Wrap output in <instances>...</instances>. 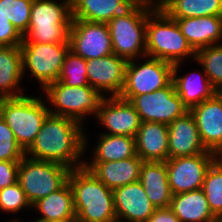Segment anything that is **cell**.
<instances>
[{
    "label": "cell",
    "mask_w": 222,
    "mask_h": 222,
    "mask_svg": "<svg viewBox=\"0 0 222 222\" xmlns=\"http://www.w3.org/2000/svg\"><path fill=\"white\" fill-rule=\"evenodd\" d=\"M83 129V124L72 118L49 113L25 155L58 163L71 170L83 167L85 160L81 157L89 144Z\"/></svg>",
    "instance_id": "1"
},
{
    "label": "cell",
    "mask_w": 222,
    "mask_h": 222,
    "mask_svg": "<svg viewBox=\"0 0 222 222\" xmlns=\"http://www.w3.org/2000/svg\"><path fill=\"white\" fill-rule=\"evenodd\" d=\"M72 189L76 222H117L113 190L84 166L68 176Z\"/></svg>",
    "instance_id": "2"
},
{
    "label": "cell",
    "mask_w": 222,
    "mask_h": 222,
    "mask_svg": "<svg viewBox=\"0 0 222 222\" xmlns=\"http://www.w3.org/2000/svg\"><path fill=\"white\" fill-rule=\"evenodd\" d=\"M157 58L176 64L185 57L196 59V51L182 34L176 20L155 8L147 17L146 58Z\"/></svg>",
    "instance_id": "3"
},
{
    "label": "cell",
    "mask_w": 222,
    "mask_h": 222,
    "mask_svg": "<svg viewBox=\"0 0 222 222\" xmlns=\"http://www.w3.org/2000/svg\"><path fill=\"white\" fill-rule=\"evenodd\" d=\"M33 0L30 22L22 42L69 43L71 0Z\"/></svg>",
    "instance_id": "4"
},
{
    "label": "cell",
    "mask_w": 222,
    "mask_h": 222,
    "mask_svg": "<svg viewBox=\"0 0 222 222\" xmlns=\"http://www.w3.org/2000/svg\"><path fill=\"white\" fill-rule=\"evenodd\" d=\"M42 98L20 96L1 98L0 116L13 131L17 143L26 151L34 142L36 135L49 112Z\"/></svg>",
    "instance_id": "5"
},
{
    "label": "cell",
    "mask_w": 222,
    "mask_h": 222,
    "mask_svg": "<svg viewBox=\"0 0 222 222\" xmlns=\"http://www.w3.org/2000/svg\"><path fill=\"white\" fill-rule=\"evenodd\" d=\"M42 91L46 102L54 107L48 109L51 114L69 117L81 124L86 115L98 114L99 106L107 95L90 85L70 87L59 81L48 84Z\"/></svg>",
    "instance_id": "6"
},
{
    "label": "cell",
    "mask_w": 222,
    "mask_h": 222,
    "mask_svg": "<svg viewBox=\"0 0 222 222\" xmlns=\"http://www.w3.org/2000/svg\"><path fill=\"white\" fill-rule=\"evenodd\" d=\"M71 169L54 162L24 156L18 168L17 182L33 205L59 190L68 182Z\"/></svg>",
    "instance_id": "7"
},
{
    "label": "cell",
    "mask_w": 222,
    "mask_h": 222,
    "mask_svg": "<svg viewBox=\"0 0 222 222\" xmlns=\"http://www.w3.org/2000/svg\"><path fill=\"white\" fill-rule=\"evenodd\" d=\"M155 5H139L130 15L111 19L109 27L113 54L133 60L146 57V23Z\"/></svg>",
    "instance_id": "8"
},
{
    "label": "cell",
    "mask_w": 222,
    "mask_h": 222,
    "mask_svg": "<svg viewBox=\"0 0 222 222\" xmlns=\"http://www.w3.org/2000/svg\"><path fill=\"white\" fill-rule=\"evenodd\" d=\"M23 76L26 69L39 82L43 90L48 84L56 82L60 76L69 43L22 42Z\"/></svg>",
    "instance_id": "9"
},
{
    "label": "cell",
    "mask_w": 222,
    "mask_h": 222,
    "mask_svg": "<svg viewBox=\"0 0 222 222\" xmlns=\"http://www.w3.org/2000/svg\"><path fill=\"white\" fill-rule=\"evenodd\" d=\"M147 59L141 64L135 59L128 61L120 98L131 101L136 95L155 92L173 81L174 64L157 58Z\"/></svg>",
    "instance_id": "10"
},
{
    "label": "cell",
    "mask_w": 222,
    "mask_h": 222,
    "mask_svg": "<svg viewBox=\"0 0 222 222\" xmlns=\"http://www.w3.org/2000/svg\"><path fill=\"white\" fill-rule=\"evenodd\" d=\"M130 102L142 122L169 125L189 111L177 94L173 81L155 92L136 95Z\"/></svg>",
    "instance_id": "11"
},
{
    "label": "cell",
    "mask_w": 222,
    "mask_h": 222,
    "mask_svg": "<svg viewBox=\"0 0 222 222\" xmlns=\"http://www.w3.org/2000/svg\"><path fill=\"white\" fill-rule=\"evenodd\" d=\"M216 160V153L177 157L166 161L168 182L173 195L202 189L205 174Z\"/></svg>",
    "instance_id": "12"
},
{
    "label": "cell",
    "mask_w": 222,
    "mask_h": 222,
    "mask_svg": "<svg viewBox=\"0 0 222 222\" xmlns=\"http://www.w3.org/2000/svg\"><path fill=\"white\" fill-rule=\"evenodd\" d=\"M70 50L85 60L113 54L107 23L72 19L69 31Z\"/></svg>",
    "instance_id": "13"
},
{
    "label": "cell",
    "mask_w": 222,
    "mask_h": 222,
    "mask_svg": "<svg viewBox=\"0 0 222 222\" xmlns=\"http://www.w3.org/2000/svg\"><path fill=\"white\" fill-rule=\"evenodd\" d=\"M107 96L102 100L95 119L102 123L107 135L135 137L141 126V119L134 105L119 96Z\"/></svg>",
    "instance_id": "14"
},
{
    "label": "cell",
    "mask_w": 222,
    "mask_h": 222,
    "mask_svg": "<svg viewBox=\"0 0 222 222\" xmlns=\"http://www.w3.org/2000/svg\"><path fill=\"white\" fill-rule=\"evenodd\" d=\"M127 64V59L116 54L86 60L89 85L103 95L110 93L107 97L119 96L124 87Z\"/></svg>",
    "instance_id": "15"
},
{
    "label": "cell",
    "mask_w": 222,
    "mask_h": 222,
    "mask_svg": "<svg viewBox=\"0 0 222 222\" xmlns=\"http://www.w3.org/2000/svg\"><path fill=\"white\" fill-rule=\"evenodd\" d=\"M113 200L117 222H146L157 209L140 181L115 188Z\"/></svg>",
    "instance_id": "16"
},
{
    "label": "cell",
    "mask_w": 222,
    "mask_h": 222,
    "mask_svg": "<svg viewBox=\"0 0 222 222\" xmlns=\"http://www.w3.org/2000/svg\"><path fill=\"white\" fill-rule=\"evenodd\" d=\"M197 124L200 139L209 151L217 153L222 147V92L189 110Z\"/></svg>",
    "instance_id": "17"
},
{
    "label": "cell",
    "mask_w": 222,
    "mask_h": 222,
    "mask_svg": "<svg viewBox=\"0 0 222 222\" xmlns=\"http://www.w3.org/2000/svg\"><path fill=\"white\" fill-rule=\"evenodd\" d=\"M168 140V159L208 151L200 139L196 120L190 111L168 125Z\"/></svg>",
    "instance_id": "18"
},
{
    "label": "cell",
    "mask_w": 222,
    "mask_h": 222,
    "mask_svg": "<svg viewBox=\"0 0 222 222\" xmlns=\"http://www.w3.org/2000/svg\"><path fill=\"white\" fill-rule=\"evenodd\" d=\"M138 6L134 0H71L72 19L99 23L128 16Z\"/></svg>",
    "instance_id": "19"
},
{
    "label": "cell",
    "mask_w": 222,
    "mask_h": 222,
    "mask_svg": "<svg viewBox=\"0 0 222 222\" xmlns=\"http://www.w3.org/2000/svg\"><path fill=\"white\" fill-rule=\"evenodd\" d=\"M143 160L138 156L109 162L85 161L84 167L90 170L108 188L125 186L129 183L139 181L140 168Z\"/></svg>",
    "instance_id": "20"
},
{
    "label": "cell",
    "mask_w": 222,
    "mask_h": 222,
    "mask_svg": "<svg viewBox=\"0 0 222 222\" xmlns=\"http://www.w3.org/2000/svg\"><path fill=\"white\" fill-rule=\"evenodd\" d=\"M192 48L222 44V16L174 19ZM220 42V43H219Z\"/></svg>",
    "instance_id": "21"
},
{
    "label": "cell",
    "mask_w": 222,
    "mask_h": 222,
    "mask_svg": "<svg viewBox=\"0 0 222 222\" xmlns=\"http://www.w3.org/2000/svg\"><path fill=\"white\" fill-rule=\"evenodd\" d=\"M168 141V125L142 122L135 136L137 155L143 161H167Z\"/></svg>",
    "instance_id": "22"
},
{
    "label": "cell",
    "mask_w": 222,
    "mask_h": 222,
    "mask_svg": "<svg viewBox=\"0 0 222 222\" xmlns=\"http://www.w3.org/2000/svg\"><path fill=\"white\" fill-rule=\"evenodd\" d=\"M139 181L157 209L170 207L173 194L168 182L166 161H144Z\"/></svg>",
    "instance_id": "23"
},
{
    "label": "cell",
    "mask_w": 222,
    "mask_h": 222,
    "mask_svg": "<svg viewBox=\"0 0 222 222\" xmlns=\"http://www.w3.org/2000/svg\"><path fill=\"white\" fill-rule=\"evenodd\" d=\"M21 46H0V98L24 96Z\"/></svg>",
    "instance_id": "24"
},
{
    "label": "cell",
    "mask_w": 222,
    "mask_h": 222,
    "mask_svg": "<svg viewBox=\"0 0 222 222\" xmlns=\"http://www.w3.org/2000/svg\"><path fill=\"white\" fill-rule=\"evenodd\" d=\"M181 64L182 62H178L173 66V82L183 104L190 110L204 100L211 99L218 91L211 85L204 71L197 74L198 76L193 73L177 76Z\"/></svg>",
    "instance_id": "25"
},
{
    "label": "cell",
    "mask_w": 222,
    "mask_h": 222,
    "mask_svg": "<svg viewBox=\"0 0 222 222\" xmlns=\"http://www.w3.org/2000/svg\"><path fill=\"white\" fill-rule=\"evenodd\" d=\"M169 208L181 222H207L215 218L202 189L173 195Z\"/></svg>",
    "instance_id": "26"
},
{
    "label": "cell",
    "mask_w": 222,
    "mask_h": 222,
    "mask_svg": "<svg viewBox=\"0 0 222 222\" xmlns=\"http://www.w3.org/2000/svg\"><path fill=\"white\" fill-rule=\"evenodd\" d=\"M45 220H76L72 189L67 182L59 190L49 194L32 205Z\"/></svg>",
    "instance_id": "27"
},
{
    "label": "cell",
    "mask_w": 222,
    "mask_h": 222,
    "mask_svg": "<svg viewBox=\"0 0 222 222\" xmlns=\"http://www.w3.org/2000/svg\"><path fill=\"white\" fill-rule=\"evenodd\" d=\"M91 162H109L127 159L137 155L135 137L99 134Z\"/></svg>",
    "instance_id": "28"
},
{
    "label": "cell",
    "mask_w": 222,
    "mask_h": 222,
    "mask_svg": "<svg viewBox=\"0 0 222 222\" xmlns=\"http://www.w3.org/2000/svg\"><path fill=\"white\" fill-rule=\"evenodd\" d=\"M161 9L171 19L222 16V0H169Z\"/></svg>",
    "instance_id": "29"
},
{
    "label": "cell",
    "mask_w": 222,
    "mask_h": 222,
    "mask_svg": "<svg viewBox=\"0 0 222 222\" xmlns=\"http://www.w3.org/2000/svg\"><path fill=\"white\" fill-rule=\"evenodd\" d=\"M195 62L203 67L211 85L222 92V44L198 49Z\"/></svg>",
    "instance_id": "30"
},
{
    "label": "cell",
    "mask_w": 222,
    "mask_h": 222,
    "mask_svg": "<svg viewBox=\"0 0 222 222\" xmlns=\"http://www.w3.org/2000/svg\"><path fill=\"white\" fill-rule=\"evenodd\" d=\"M202 190L212 214L215 217L222 216V164L217 160L208 168Z\"/></svg>",
    "instance_id": "31"
},
{
    "label": "cell",
    "mask_w": 222,
    "mask_h": 222,
    "mask_svg": "<svg viewBox=\"0 0 222 222\" xmlns=\"http://www.w3.org/2000/svg\"><path fill=\"white\" fill-rule=\"evenodd\" d=\"M57 81L70 87L88 86L86 60L69 49Z\"/></svg>",
    "instance_id": "32"
},
{
    "label": "cell",
    "mask_w": 222,
    "mask_h": 222,
    "mask_svg": "<svg viewBox=\"0 0 222 222\" xmlns=\"http://www.w3.org/2000/svg\"><path fill=\"white\" fill-rule=\"evenodd\" d=\"M33 0H0V15L8 18L23 36L28 29Z\"/></svg>",
    "instance_id": "33"
},
{
    "label": "cell",
    "mask_w": 222,
    "mask_h": 222,
    "mask_svg": "<svg viewBox=\"0 0 222 222\" xmlns=\"http://www.w3.org/2000/svg\"><path fill=\"white\" fill-rule=\"evenodd\" d=\"M32 209L26 194L20 184L16 182L12 186L0 189V209L6 213H18L23 208Z\"/></svg>",
    "instance_id": "34"
},
{
    "label": "cell",
    "mask_w": 222,
    "mask_h": 222,
    "mask_svg": "<svg viewBox=\"0 0 222 222\" xmlns=\"http://www.w3.org/2000/svg\"><path fill=\"white\" fill-rule=\"evenodd\" d=\"M25 151L17 143L13 131L0 116V161H21Z\"/></svg>",
    "instance_id": "35"
},
{
    "label": "cell",
    "mask_w": 222,
    "mask_h": 222,
    "mask_svg": "<svg viewBox=\"0 0 222 222\" xmlns=\"http://www.w3.org/2000/svg\"><path fill=\"white\" fill-rule=\"evenodd\" d=\"M23 36L8 18L0 15V46H20Z\"/></svg>",
    "instance_id": "36"
},
{
    "label": "cell",
    "mask_w": 222,
    "mask_h": 222,
    "mask_svg": "<svg viewBox=\"0 0 222 222\" xmlns=\"http://www.w3.org/2000/svg\"><path fill=\"white\" fill-rule=\"evenodd\" d=\"M20 161H0V189L17 182Z\"/></svg>",
    "instance_id": "37"
},
{
    "label": "cell",
    "mask_w": 222,
    "mask_h": 222,
    "mask_svg": "<svg viewBox=\"0 0 222 222\" xmlns=\"http://www.w3.org/2000/svg\"><path fill=\"white\" fill-rule=\"evenodd\" d=\"M146 222H181L172 210L168 208H158L155 212L147 219Z\"/></svg>",
    "instance_id": "38"
},
{
    "label": "cell",
    "mask_w": 222,
    "mask_h": 222,
    "mask_svg": "<svg viewBox=\"0 0 222 222\" xmlns=\"http://www.w3.org/2000/svg\"><path fill=\"white\" fill-rule=\"evenodd\" d=\"M139 5H155V0H134Z\"/></svg>",
    "instance_id": "39"
},
{
    "label": "cell",
    "mask_w": 222,
    "mask_h": 222,
    "mask_svg": "<svg viewBox=\"0 0 222 222\" xmlns=\"http://www.w3.org/2000/svg\"><path fill=\"white\" fill-rule=\"evenodd\" d=\"M33 222H76V220H62V221H57V220H45V219H37L34 220Z\"/></svg>",
    "instance_id": "40"
},
{
    "label": "cell",
    "mask_w": 222,
    "mask_h": 222,
    "mask_svg": "<svg viewBox=\"0 0 222 222\" xmlns=\"http://www.w3.org/2000/svg\"><path fill=\"white\" fill-rule=\"evenodd\" d=\"M169 0H155V6L157 8H162Z\"/></svg>",
    "instance_id": "41"
},
{
    "label": "cell",
    "mask_w": 222,
    "mask_h": 222,
    "mask_svg": "<svg viewBox=\"0 0 222 222\" xmlns=\"http://www.w3.org/2000/svg\"><path fill=\"white\" fill-rule=\"evenodd\" d=\"M216 160L222 164V147L220 150L216 153Z\"/></svg>",
    "instance_id": "42"
},
{
    "label": "cell",
    "mask_w": 222,
    "mask_h": 222,
    "mask_svg": "<svg viewBox=\"0 0 222 222\" xmlns=\"http://www.w3.org/2000/svg\"><path fill=\"white\" fill-rule=\"evenodd\" d=\"M207 222H219V217H215L214 219L207 221Z\"/></svg>",
    "instance_id": "43"
},
{
    "label": "cell",
    "mask_w": 222,
    "mask_h": 222,
    "mask_svg": "<svg viewBox=\"0 0 222 222\" xmlns=\"http://www.w3.org/2000/svg\"><path fill=\"white\" fill-rule=\"evenodd\" d=\"M219 222H222V216L219 217Z\"/></svg>",
    "instance_id": "44"
}]
</instances>
